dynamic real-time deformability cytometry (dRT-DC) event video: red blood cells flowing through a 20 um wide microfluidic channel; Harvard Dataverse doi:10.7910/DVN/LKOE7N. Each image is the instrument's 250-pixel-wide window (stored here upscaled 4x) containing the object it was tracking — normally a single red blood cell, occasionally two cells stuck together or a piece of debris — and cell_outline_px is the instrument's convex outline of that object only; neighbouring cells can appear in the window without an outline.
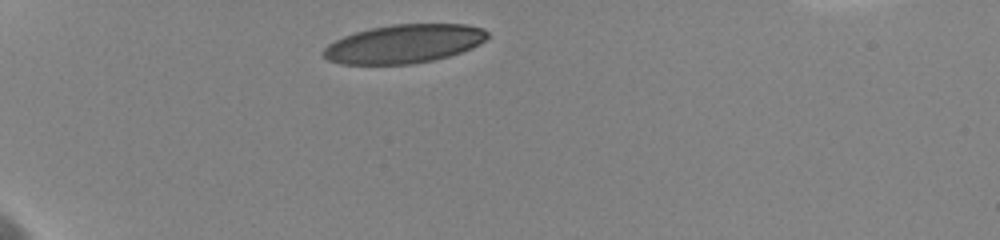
{"species": "human", "species_latin": "Homo sapiens", "temperature_condition": "cold", "stored_images_in_passage": 14, "camera_frame_rate_fps": 3000, "um_per_image_px": 0.085, "donor": {"sex": "female"}, "frame": {"image": 1, "passage_image": 1, "time_ms": 0.0, "image_size_px": [1000, 240], "cell_outline_px": [[488, 36], [480, 44], [472, 48], [448, 56], [432, 60], [412, 64], [340, 64], [328, 60], [320, 52], [328, 44], [344, 36], [356, 32], [372, 28], [392, 24], [468, 24], [484, 28], [488, 32]], "centroid_in_image_um": [34.34, 3.72], "position_along_channel_um": 50.7, "area_um2": 36.93}}